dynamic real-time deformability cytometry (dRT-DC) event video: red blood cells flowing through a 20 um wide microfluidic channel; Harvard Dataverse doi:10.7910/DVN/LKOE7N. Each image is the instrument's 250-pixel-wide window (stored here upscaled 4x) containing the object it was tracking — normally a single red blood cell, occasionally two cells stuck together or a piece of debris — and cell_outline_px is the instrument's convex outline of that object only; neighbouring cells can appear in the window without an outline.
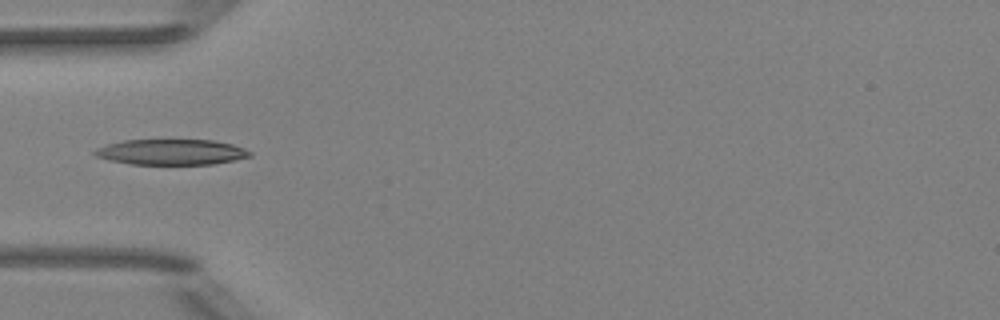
{"species": "Egyptian fruit bat (a non-hibernating species)", "species_latin": "Rousettus aegyptiacus", "temperature_condition": "room temperature", "stored_images_in_passage": 5, "camera_frame_rate_fps": 3000, "um_per_image_px": 0.085, "animal": {"sex": "female"}, "frame": {"image": 1, "passage_image": 5, "time_ms": 4.667, "image_size_px": [1000, 320], "cell_outline_px": [[252, 156], [212, 164], [132, 164], [108, 160], [96, 156], [92, 152], [96, 148], [108, 144], [124, 140], [212, 140], [232, 144], [244, 148], [252, 152]], "centroid_in_image_um": [14.55, 12.92], "position_along_channel_um": 70.5, "area_um2": 23.0}}